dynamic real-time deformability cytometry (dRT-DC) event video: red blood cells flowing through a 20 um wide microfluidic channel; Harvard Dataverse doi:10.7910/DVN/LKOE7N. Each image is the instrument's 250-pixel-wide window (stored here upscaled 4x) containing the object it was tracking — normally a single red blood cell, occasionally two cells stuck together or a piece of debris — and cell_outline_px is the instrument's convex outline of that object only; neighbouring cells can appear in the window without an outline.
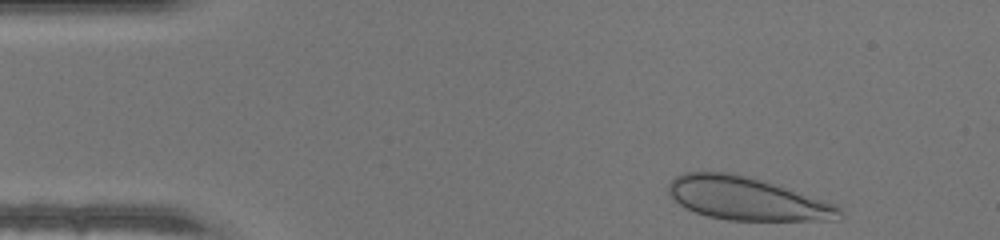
{"species": "human", "species_latin": "Homo sapiens", "temperature_condition": "warm", "stored_images_in_passage": 41, "camera_frame_rate_fps": 3000, "um_per_image_px": 0.085, "donor": {"sex": "male"}, "frame": {"image": 1, "passage_image": 1, "time_ms": 0.0, "image_size_px": [1000, 240], "cell_outline_px": [[840, 212], [832, 220], [728, 220], [708, 216], [684, 208], [668, 192], [668, 184], [676, 176], [684, 172], [724, 172], [744, 176], [760, 180], [836, 204], [840, 208]], "centroid_in_image_um": [63.4, 16.88], "position_along_channel_um": 21.6, "area_um2": 41.91}}
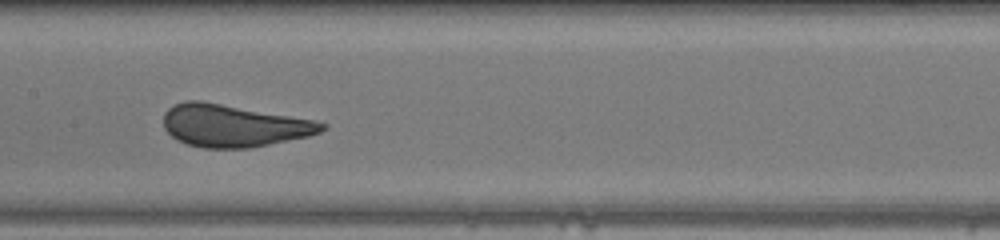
{"frame": {"image": 2, "passage_image": 18, "time_ms": 5.667, "image_size_px": [1000, 240], "cell_outline_px": [[328, 124], [320, 132], [308, 136], [248, 148], [204, 148], [188, 144], [176, 140], [164, 128], [164, 112], [172, 104], [184, 100], [200, 100], [312, 120]], "centroid_in_image_um": [19.78, 10.68], "position_along_channel_um": 187.6, "area_um2": 38.67}}
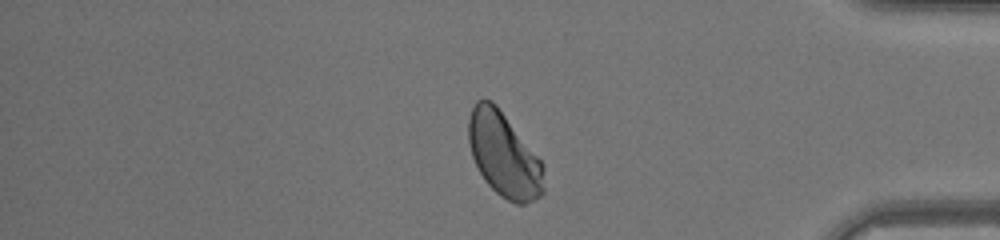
{"frame": {"image": 3, "passage_image": 34, "time_ms": 11.0, "image_size_px": [1000, 240], "cell_outline_px": [[544, 192], [540, 196], [524, 204], [516, 204], [500, 196], [484, 180], [472, 156], [468, 140], [468, 120], [472, 108], [476, 100], [492, 100], [496, 104], [544, 164]], "centroid_in_image_um": [42.83, 13.16], "position_along_channel_um": 392.4, "area_um2": 36.93}}